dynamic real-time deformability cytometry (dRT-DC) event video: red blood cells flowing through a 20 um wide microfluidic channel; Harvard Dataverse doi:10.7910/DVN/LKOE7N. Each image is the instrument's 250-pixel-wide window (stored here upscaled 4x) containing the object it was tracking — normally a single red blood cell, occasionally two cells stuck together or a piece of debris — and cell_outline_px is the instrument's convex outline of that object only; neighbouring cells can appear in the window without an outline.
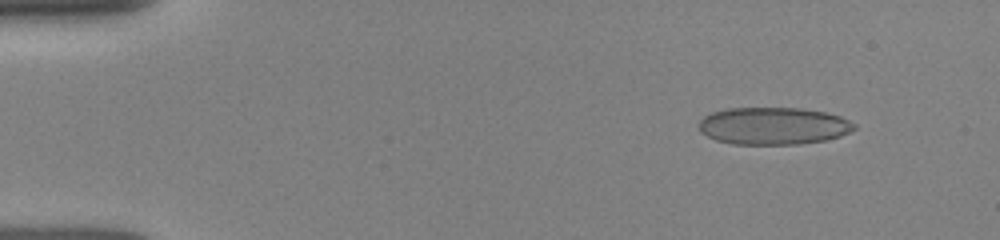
{"species": "human", "species_latin": "Homo sapiens", "temperature_condition": "room temperature", "stored_images_in_passage": 13, "camera_frame_rate_fps": 3000, "um_per_image_px": 0.085, "donor": {"sex": "female"}, "frame": {"image": 1, "passage_image": 2, "time_ms": 1.0, "image_size_px": [1000, 240], "cell_outline_px": [[856, 128], [840, 136], [824, 140], [800, 144], [732, 144], [716, 140], [700, 132], [700, 120], [704, 116], [712, 112], [728, 108], [800, 108], [824, 112], [840, 116], [856, 124]], "centroid_in_image_um": [65.73, 10.7], "position_along_channel_um": 19.3, "area_um2": 33.7}}
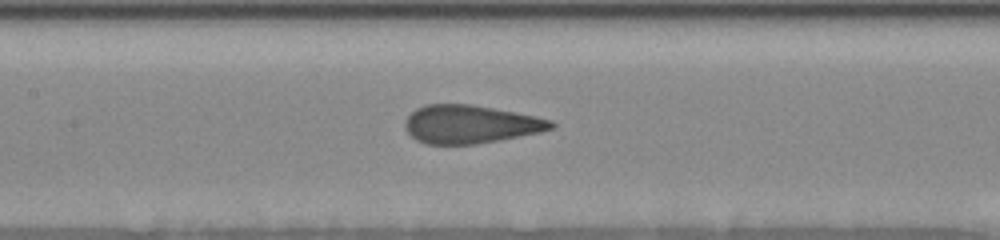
{"frame": {"image": 2, "passage_image": 10, "time_ms": 7.0, "image_size_px": [1000, 240], "cell_outline_px": [[556, 128], [540, 132], [476, 144], [424, 144], [416, 140], [404, 128], [404, 120], [416, 108], [424, 104], [472, 104], [516, 112], [536, 116], [552, 120], [556, 124]], "centroid_in_image_um": [39.97, 10.55], "position_along_channel_um": 167.4, "area_um2": 32.71}}
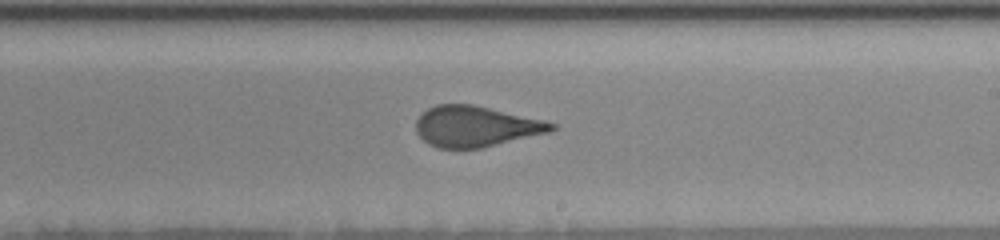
{"frame": {"image": 3, "passage_image": 13, "time_ms": 9.0, "image_size_px": [1000, 240], "cell_outline_px": [[556, 128], [548, 132], [484, 148], [440, 148], [428, 144], [416, 132], [416, 120], [420, 112], [436, 104], [472, 104], [544, 120], [556, 124]], "centroid_in_image_um": [40.4, 10.74], "position_along_channel_um": 248.6, "area_um2": 32.19}}